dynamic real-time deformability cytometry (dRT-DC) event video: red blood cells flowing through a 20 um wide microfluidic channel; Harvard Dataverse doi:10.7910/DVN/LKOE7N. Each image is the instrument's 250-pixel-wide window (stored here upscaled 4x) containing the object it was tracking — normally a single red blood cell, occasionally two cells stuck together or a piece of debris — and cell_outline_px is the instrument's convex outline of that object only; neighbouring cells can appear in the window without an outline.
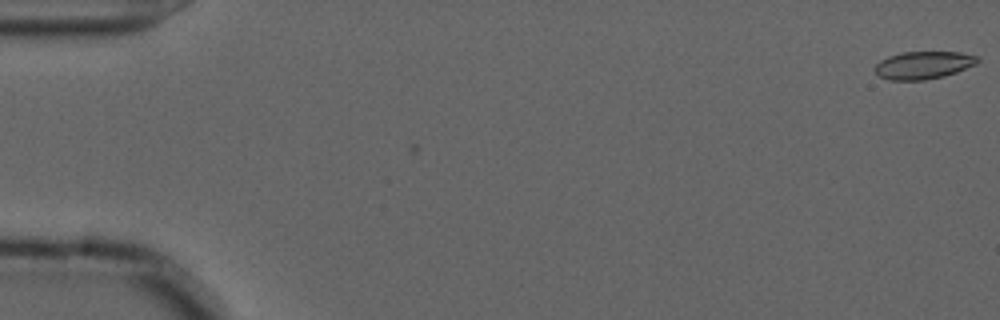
{"species": "common noctule bat (a hibernating species)", "species_latin": "Nyctalus noctula", "temperature_condition": "cold", "stored_images_in_passage": 42, "camera_frame_rate_fps": 3000, "um_per_image_px": 0.085, "animal": {"sex": "male", "forearm_length_mm": 52.5}, "frame": {"image": 1, "passage_image": 1, "time_ms": 0.0, "image_size_px": [1000, 320], "cell_outline_px": [[980, 60], [976, 64], [956, 72], [944, 76], [924, 80], [888, 80], [880, 76], [872, 68], [880, 60], [888, 56], [900, 52], [960, 52], [980, 56]], "centroid_in_image_um": [78.49, 5.53], "position_along_channel_um": 6.5, "area_um2": 16.7}}
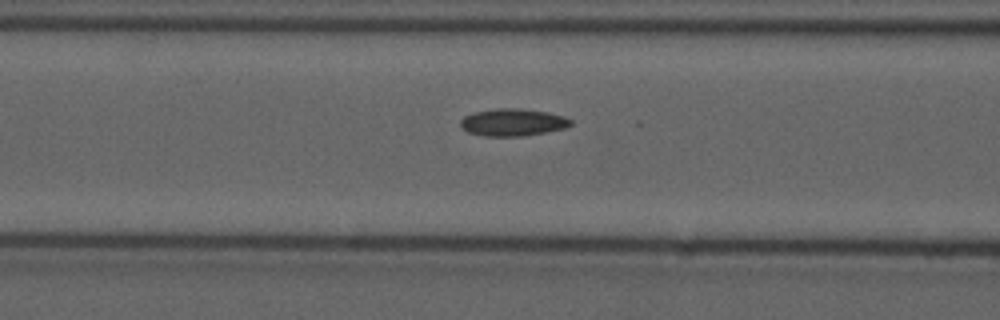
{"frame": {"image": 2, "passage_image": 23, "time_ms": 7.333, "image_size_px": [1000, 320], "cell_outline_px": [[572, 124], [564, 128], [524, 136], [484, 136], [468, 132], [460, 124], [460, 120], [464, 116], [472, 112], [496, 108], [520, 108], [548, 112], [564, 116], [572, 120]], "centroid_in_image_um": [43.58, 10.38], "position_along_channel_um": 123.0, "area_um2": 17.57}}
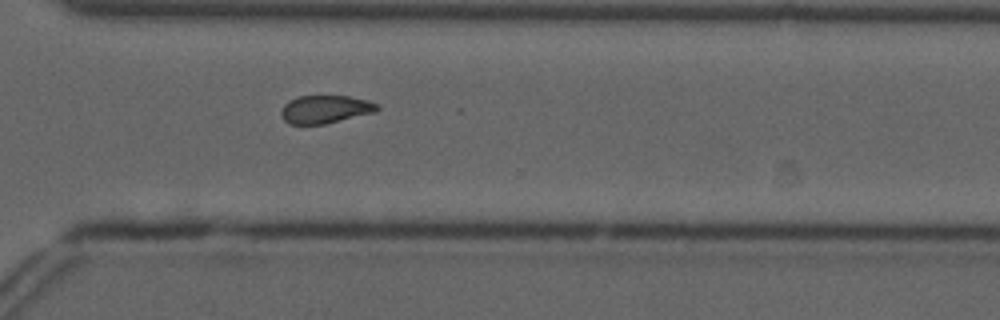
{"frame": {"image": 3, "passage_image": 41, "time_ms": 13.333, "image_size_px": [1000, 320], "cell_outline_px": [[380, 108], [376, 112], [324, 124], [288, 124], [284, 120], [280, 112], [284, 104], [288, 100], [300, 96], [348, 96], [368, 100], [380, 104]], "centroid_in_image_um": [27.66, 9.28], "position_along_channel_um": 342.9, "area_um2": 15.78}}